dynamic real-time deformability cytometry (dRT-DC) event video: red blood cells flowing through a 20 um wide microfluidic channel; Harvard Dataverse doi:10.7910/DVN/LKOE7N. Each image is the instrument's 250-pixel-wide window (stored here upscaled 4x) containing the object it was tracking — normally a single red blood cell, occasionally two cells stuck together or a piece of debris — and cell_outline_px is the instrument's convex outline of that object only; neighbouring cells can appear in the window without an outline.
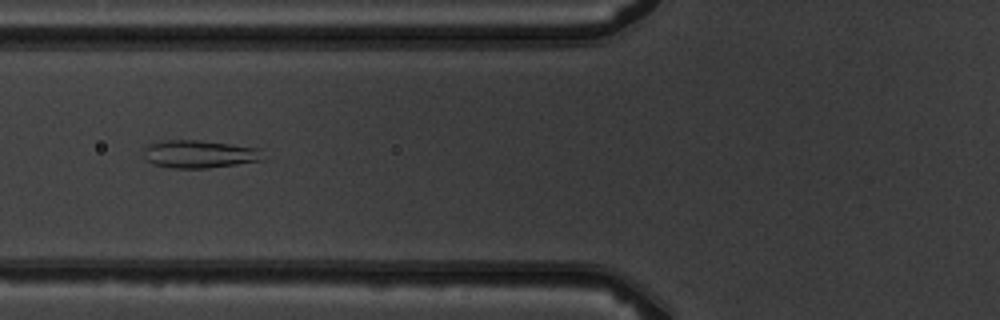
{"species": "common noctule bat (a hibernating species)", "species_latin": "Nyctalus noctula", "temperature_condition": "warm", "stored_images_in_passage": 5, "camera_frame_rate_fps": 3000, "um_per_image_px": 0.085, "animal": {"sex": "male", "body_mass_g": 19.5, "forearm_length_mm": 54.6}, "frame": {"image": 1, "passage_image": 5, "time_ms": 5.333, "image_size_px": [1000, 320], "cell_outline_px": [[264, 160], [208, 168], [172, 168], [152, 164], [144, 160], [144, 148], [148, 144], [164, 140], [196, 140], [260, 148]], "centroid_in_image_um": [16.9, 13.1], "position_along_channel_um": 108.9, "area_um2": 19.36}}